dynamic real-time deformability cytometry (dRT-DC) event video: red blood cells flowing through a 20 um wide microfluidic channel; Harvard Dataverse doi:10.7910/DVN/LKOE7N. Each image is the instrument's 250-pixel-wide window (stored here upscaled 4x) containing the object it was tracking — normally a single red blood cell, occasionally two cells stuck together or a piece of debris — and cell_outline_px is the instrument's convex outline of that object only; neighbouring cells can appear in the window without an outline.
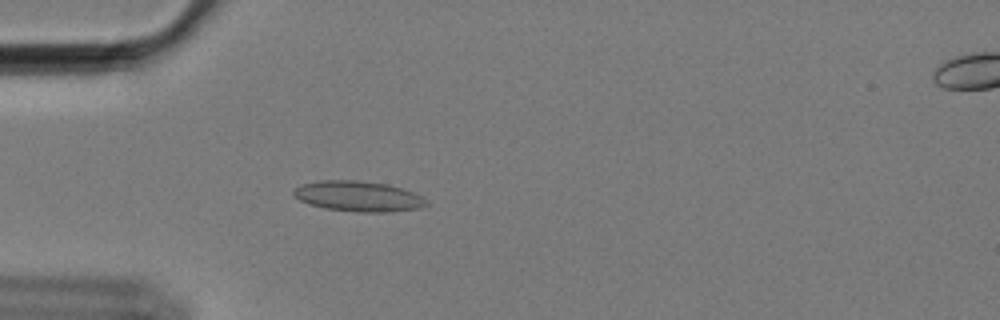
{"species": "Egyptian fruit bat (a non-hibernating species)", "species_latin": "Rousettus aegyptiacus", "temperature_condition": "cold", "stored_images_in_passage": 57, "camera_frame_rate_fps": 3000, "um_per_image_px": 0.085, "animal": {"sex": "female"}, "frame": {"image": 1, "passage_image": 16, "time_ms": 5.0, "image_size_px": [1000, 320], "cell_outline_px": [[428, 204], [420, 208], [392, 212], [356, 212], [324, 208], [308, 204], [300, 200], [292, 192], [300, 184], [316, 180], [356, 180], [388, 184], [424, 196], [428, 200]], "centroid_in_image_um": [30.47, 16.68], "position_along_channel_um": 54.5, "area_um2": 23.76}}
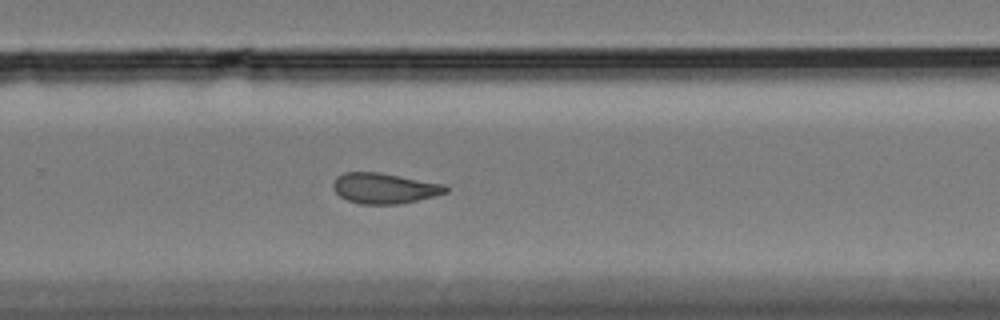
{"frame": {"image": 2, "passage_image": 38, "time_ms": 12.333, "image_size_px": [1000, 320], "cell_outline_px": [[448, 192], [400, 204], [360, 204], [348, 200], [340, 196], [332, 188], [332, 184], [336, 176], [344, 172], [380, 172], [444, 184], [448, 188]], "centroid_in_image_um": [32.63, 15.99], "position_along_channel_um": 297.2, "area_um2": 20.0}}
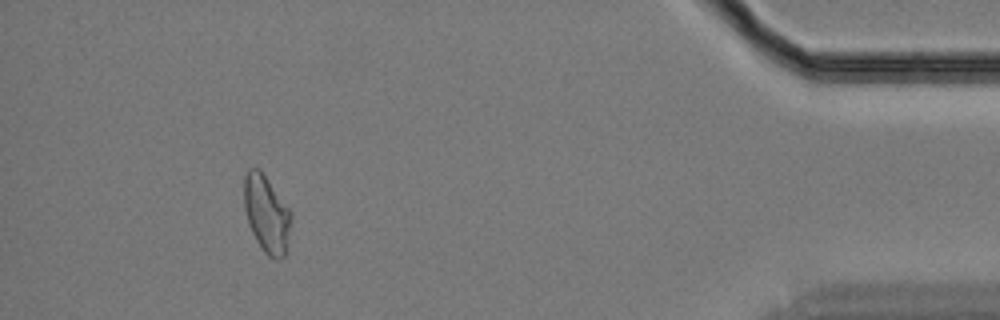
{"frame": {"image": 3, "passage_image": 53, "time_ms": 17.333, "image_size_px": [1000, 320], "cell_outline_px": [[292, 220], [288, 252], [284, 256], [276, 260], [268, 256], [264, 252], [256, 240], [248, 224], [244, 208], [244, 176], [248, 168], [260, 168], [292, 212]], "centroid_in_image_um": [22.69, 18.21], "position_along_channel_um": 412.5, "area_um2": 21.73}, "authors_computed_cell_mechanics": {"area_um2": 21.097, "velocity_mm_per_s": 3.4098, "shape_relaxation_time_tau1_ms": null, "shape_relaxation_time_tau2_ms": 2.7365, "deformation_change_tau1": null, "deformation_change_tau2": 0.0708}}